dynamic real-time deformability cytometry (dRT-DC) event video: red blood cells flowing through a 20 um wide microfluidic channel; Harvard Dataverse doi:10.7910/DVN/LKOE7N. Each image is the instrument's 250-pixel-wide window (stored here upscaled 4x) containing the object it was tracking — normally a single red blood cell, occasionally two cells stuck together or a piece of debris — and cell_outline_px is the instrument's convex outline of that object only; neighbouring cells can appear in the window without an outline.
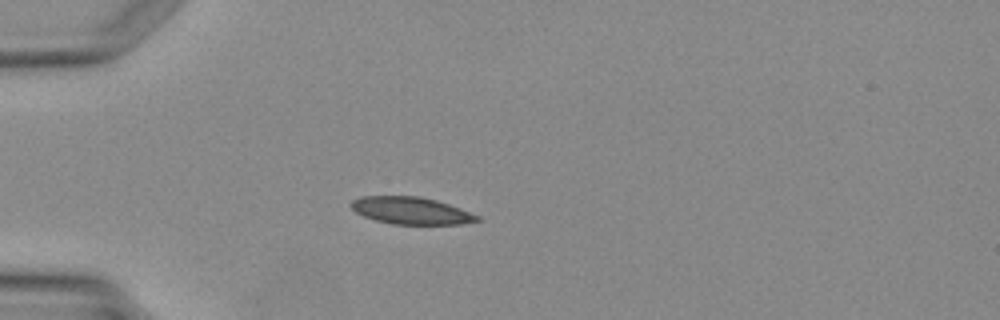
{"species": "Egyptian fruit bat (a non-hibernating species)", "species_latin": "Rousettus aegyptiacus", "temperature_condition": "warm", "stored_images_in_passage": 2, "camera_frame_rate_fps": 3000, "um_per_image_px": 0.085, "animal": {"sex": "female"}, "frame": {"image": 1, "passage_image": 2, "time_ms": 2.0, "image_size_px": [1000, 320], "cell_outline_px": [[480, 220], [460, 224], [392, 224], [376, 220], [364, 216], [356, 212], [348, 204], [352, 200], [360, 196], [420, 196], [436, 200], [448, 204], [480, 216]], "centroid_in_image_um": [34.9, 17.89], "position_along_channel_um": 50.1, "area_um2": 19.88}}